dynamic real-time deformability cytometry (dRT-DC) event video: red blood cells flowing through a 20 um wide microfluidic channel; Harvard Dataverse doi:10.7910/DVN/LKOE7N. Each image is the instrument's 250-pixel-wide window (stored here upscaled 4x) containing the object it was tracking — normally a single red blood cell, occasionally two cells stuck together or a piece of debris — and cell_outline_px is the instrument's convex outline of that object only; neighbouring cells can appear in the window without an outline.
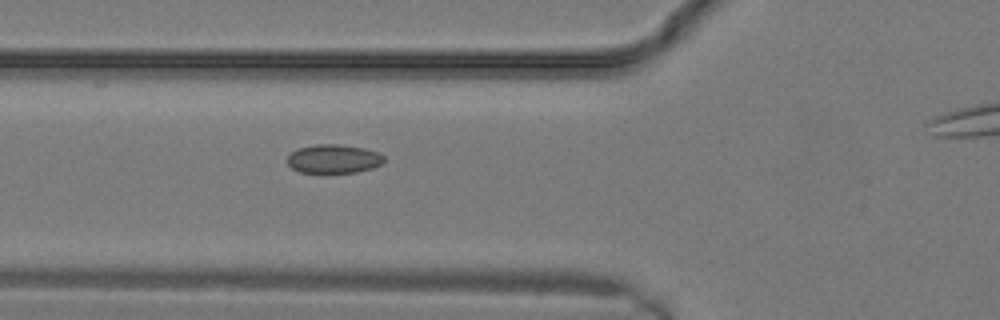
{"species": "common noctule bat (a hibernating species)", "species_latin": "Nyctalus noctula", "temperature_condition": "warm", "stored_images_in_passage": 5, "camera_frame_rate_fps": 3000, "um_per_image_px": 0.085, "animal": {"sex": "male", "body_mass_g": 19.2, "forearm_length_mm": 51.8}, "frame": {"image": 1, "passage_image": 4, "time_ms": 1.0, "image_size_px": [1000, 320], "cell_outline_px": [[384, 160], [380, 164], [372, 168], [356, 172], [300, 172], [292, 168], [288, 164], [288, 156], [296, 148], [316, 144], [336, 144], [364, 148], [376, 152], [384, 156]], "centroid_in_image_um": [28.33, 13.49], "position_along_channel_um": 97.5, "area_um2": 16.01}}